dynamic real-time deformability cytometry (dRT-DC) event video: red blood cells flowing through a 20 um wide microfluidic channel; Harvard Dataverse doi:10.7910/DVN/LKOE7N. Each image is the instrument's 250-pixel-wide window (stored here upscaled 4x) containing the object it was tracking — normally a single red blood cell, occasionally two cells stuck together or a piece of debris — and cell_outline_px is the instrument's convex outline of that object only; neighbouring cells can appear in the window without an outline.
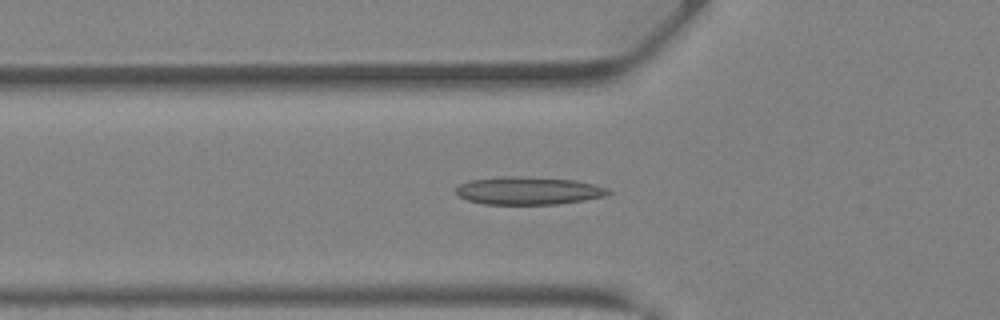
{"species": "Egyptian fruit bat (a non-hibernating species)", "species_latin": "Rousettus aegyptiacus", "temperature_condition": "warm", "stored_images_in_passage": 42, "camera_frame_rate_fps": 3000, "um_per_image_px": 0.085, "animal": {"sex": "female"}, "frame": {"image": 1, "passage_image": 15, "time_ms": 4.667, "image_size_px": [1000, 320], "cell_outline_px": [[612, 192], [604, 196], [584, 200], [556, 204], [484, 204], [468, 200], [460, 196], [456, 192], [456, 188], [460, 184], [468, 180], [504, 176], [520, 176], [576, 180], [596, 184], [608, 188]], "centroid_in_image_um": [44.94, 16.2], "position_along_channel_um": 80.9, "area_um2": 24.74}}
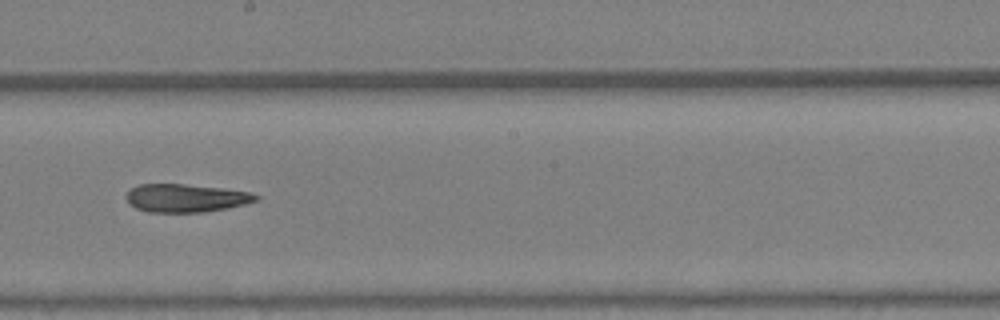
{"frame": {"image": 2, "passage_image": 24, "time_ms": 7.667, "image_size_px": [1000, 320], "cell_outline_px": [[260, 200], [244, 204], [204, 212], [148, 212], [136, 208], [128, 200], [128, 192], [132, 188], [140, 184], [184, 184], [220, 188], [248, 192], [260, 196]], "centroid_in_image_um": [15.82, 16.83], "position_along_channel_um": 232.4, "area_um2": 20.87}}
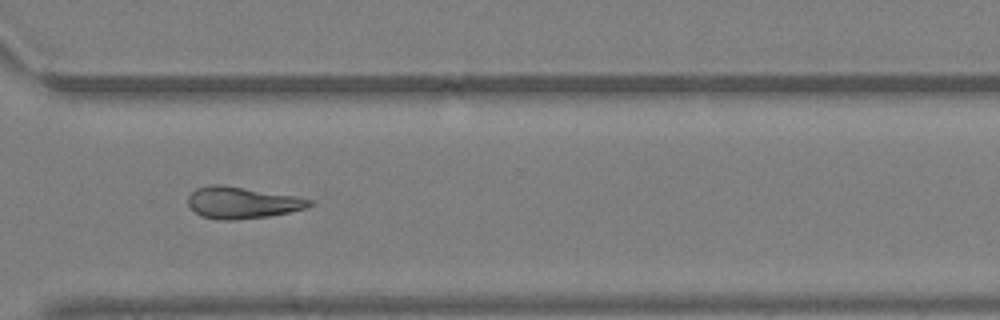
{"frame": {"image": 3, "passage_image": 31, "time_ms": 10.0, "image_size_px": [1000, 320], "cell_outline_px": [[316, 204], [308, 208], [268, 216], [232, 220], [216, 220], [200, 216], [188, 204], [188, 196], [196, 188], [208, 184], [220, 184], [296, 196], [312, 200]], "centroid_in_image_um": [20.58, 17.22], "position_along_channel_um": 350.0, "area_um2": 22.48}}